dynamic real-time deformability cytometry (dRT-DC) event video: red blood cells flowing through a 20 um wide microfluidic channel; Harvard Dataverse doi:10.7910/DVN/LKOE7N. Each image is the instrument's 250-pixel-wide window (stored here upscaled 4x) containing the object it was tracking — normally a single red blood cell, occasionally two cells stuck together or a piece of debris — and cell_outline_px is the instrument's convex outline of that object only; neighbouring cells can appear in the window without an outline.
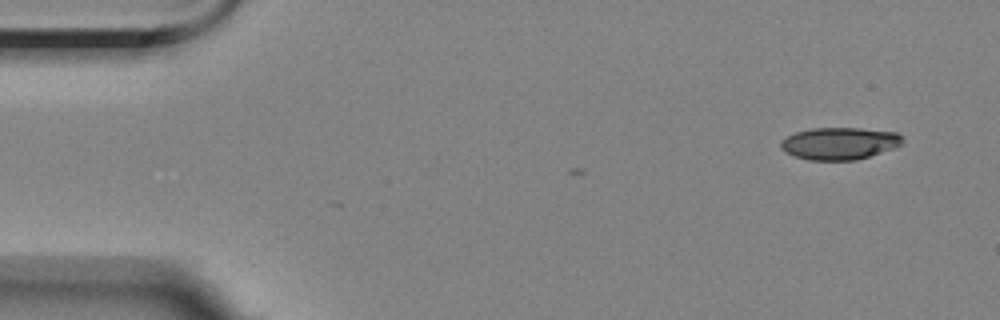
{"species": "Egyptian fruit bat (a non-hibernating species)", "species_latin": "Rousettus aegyptiacus", "temperature_condition": "room temperature", "stored_images_in_passage": 2, "camera_frame_rate_fps": 3000, "um_per_image_px": 0.085, "animal": {"sex": "female"}, "frame": {"image": 1, "passage_image": 2, "time_ms": 1.0, "image_size_px": [1000, 320], "cell_outline_px": [[904, 140], [896, 148], [856, 160], [808, 160], [796, 156], [780, 148], [780, 140], [796, 132], [812, 128], [860, 128], [896, 132]], "centroid_in_image_um": [71.37, 12.19], "position_along_channel_um": 13.6, "area_um2": 22.77}}